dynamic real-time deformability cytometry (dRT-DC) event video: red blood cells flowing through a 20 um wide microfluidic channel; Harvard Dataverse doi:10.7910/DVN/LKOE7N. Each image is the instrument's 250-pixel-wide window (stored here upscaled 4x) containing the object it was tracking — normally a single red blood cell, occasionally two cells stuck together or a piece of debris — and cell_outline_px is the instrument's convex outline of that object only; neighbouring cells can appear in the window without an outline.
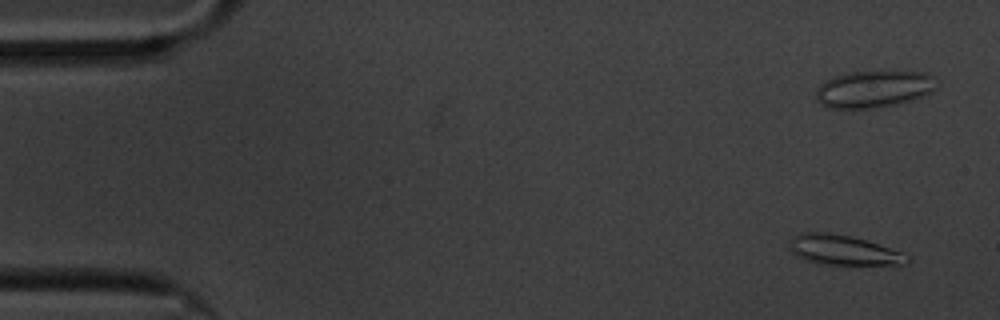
{"species": "common noctule bat (a hibernating species)", "species_latin": "Nyctalus noctula", "temperature_condition": "cold", "stored_images_in_passage": 60, "camera_frame_rate_fps": 3000, "um_per_image_px": 0.085, "animal": {"sex": "male", "body_mass_g": 20.1, "forearm_length_mm": 53.5}, "frame": {"image": 1, "passage_image": 4, "time_ms": 1.0, "image_size_px": [1000, 320], "cell_outline_px": [[912, 260], [904, 264], [816, 264], [804, 260], [792, 252], [788, 248], [792, 236], [804, 232], [824, 232], [852, 236], [904, 252]], "centroid_in_image_um": [71.66, 21.25], "position_along_channel_um": 13.3, "area_um2": 20.52}}
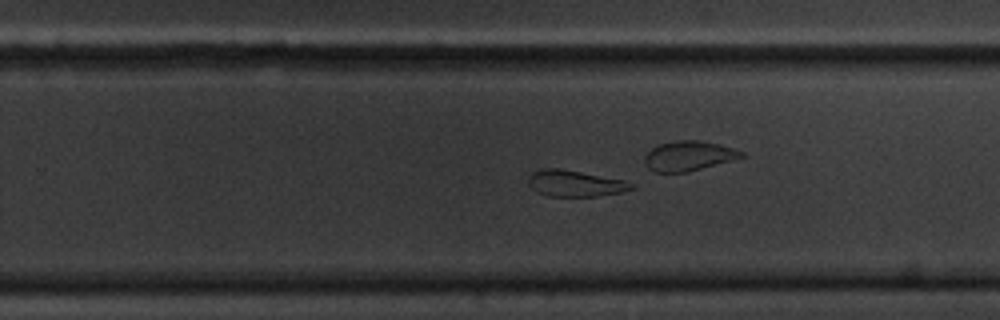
{"frame": {"image": 2, "passage_image": 38, "time_ms": 12.333, "image_size_px": [1000, 320], "cell_outline_px": [[636, 188], [620, 192], [596, 196], [548, 196], [536, 192], [528, 184], [528, 176], [532, 172], [544, 168], [560, 168], [624, 180], [636, 184]], "centroid_in_image_um": [48.87, 15.59], "position_along_channel_um": 280.9, "area_um2": 15.84}}
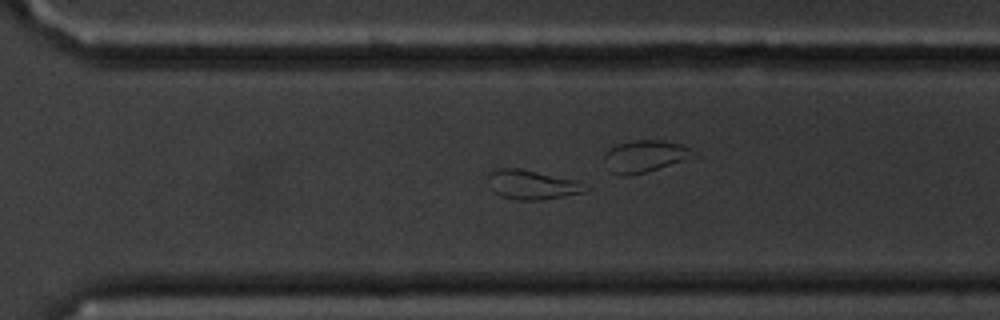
{"frame": {"image": 3, "passage_image": 42, "time_ms": 13.667, "image_size_px": [1000, 320], "cell_outline_px": [[592, 188], [588, 192], [540, 200], [516, 200], [500, 196], [492, 192], [488, 176], [488, 172], [500, 168], [516, 168], [576, 180], [592, 184]], "centroid_in_image_um": [45.31, 15.72], "position_along_channel_um": 325.3, "area_um2": 16.94}, "authors_computed_cell_mechanics": {"area_um2": 18.3515, "velocity_mm_per_s": 3.3554, "shape_relaxation_time_tau1_ms": null, "shape_relaxation_time_tau2_ms": 3.5011, "deformation_change_tau1": null, "deformation_change_tau2": 0.1109}}